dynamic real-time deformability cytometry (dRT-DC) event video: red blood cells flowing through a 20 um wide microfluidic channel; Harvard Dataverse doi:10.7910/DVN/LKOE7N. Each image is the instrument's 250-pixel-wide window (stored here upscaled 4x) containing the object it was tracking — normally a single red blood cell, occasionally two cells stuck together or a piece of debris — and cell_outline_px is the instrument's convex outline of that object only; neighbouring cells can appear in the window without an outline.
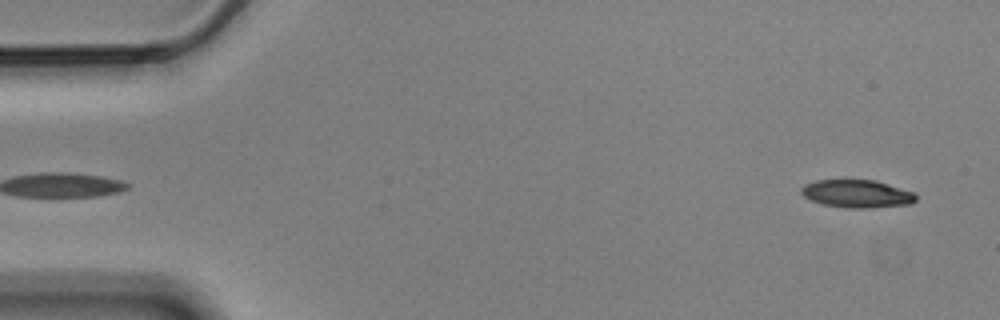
{"species": "Egyptian fruit bat (a non-hibernating species)", "species_latin": "Rousettus aegyptiacus", "temperature_condition": "cold", "stored_images_in_passage": 56, "camera_frame_rate_fps": 3000, "um_per_image_px": 0.085, "animal": {"sex": "male"}, "frame": {"image": 1, "passage_image": 2, "time_ms": 0.333, "image_size_px": [1000, 320], "cell_outline_px": [[916, 200], [912, 204], [868, 208], [844, 208], [824, 204], [812, 200], [804, 196], [800, 192], [800, 188], [804, 184], [816, 180], [844, 176], [876, 180], [916, 192]], "centroid_in_image_um": [72.83, 16.41], "position_along_channel_um": 12.2, "area_um2": 19.65}}
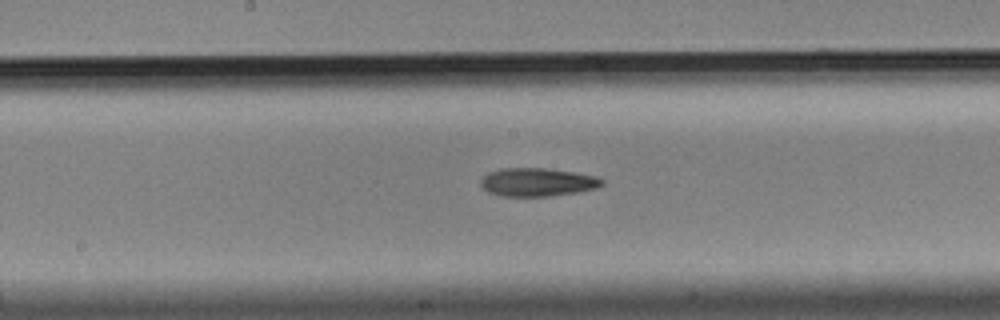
{"frame": {"image": 2, "passage_image": 28, "time_ms": 9.0, "image_size_px": [1000, 320], "cell_outline_px": [[604, 184], [596, 188], [576, 192], [552, 196], [504, 196], [488, 192], [480, 184], [480, 180], [488, 172], [500, 168], [544, 168], [572, 172], [596, 176], [604, 180]], "centroid_in_image_um": [45.67, 15.48], "position_along_channel_um": 202.5, "area_um2": 19.94}}
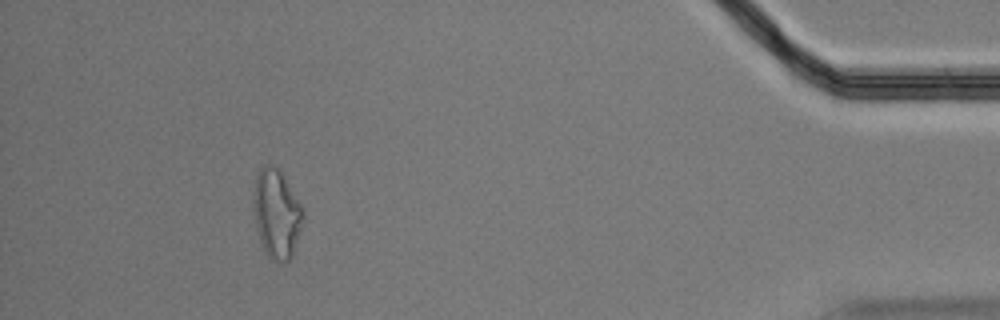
{"frame": {"image": 3, "passage_image": 51, "time_ms": 16.667, "image_size_px": [1000, 320], "cell_outline_px": [[304, 212], [300, 228], [292, 256], [288, 260], [272, 260], [264, 252], [260, 244], [256, 228], [252, 208], [252, 192], [256, 176], [260, 168], [264, 164], [272, 164], [280, 168], [300, 204]], "centroid_in_image_um": [23.45, 18.11], "position_along_channel_um": 411.7, "area_um2": 25.89}, "authors_computed_cell_mechanics": {"area_um2": 19.941, "velocity_mm_per_s": 3.5055, "shape_relaxation_time_tau1_ms": 7.432, "shape_relaxation_time_tau2_ms": null, "deformation_change_tau1": 0.1978, "deformation_change_tau2": null}}